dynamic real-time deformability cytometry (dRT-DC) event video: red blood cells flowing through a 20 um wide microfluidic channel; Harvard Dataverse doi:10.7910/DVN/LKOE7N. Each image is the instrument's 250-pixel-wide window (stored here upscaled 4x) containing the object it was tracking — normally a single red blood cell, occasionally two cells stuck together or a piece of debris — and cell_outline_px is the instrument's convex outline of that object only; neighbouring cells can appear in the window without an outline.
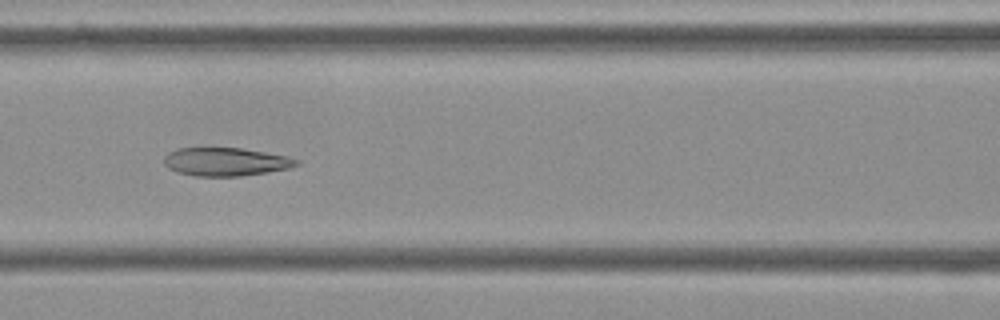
{"species": "Egyptian fruit bat (a non-hibernating species)", "species_latin": "Rousettus aegyptiacus", "temperature_condition": "cold", "stored_images_in_passage": 54, "camera_frame_rate_fps": 3000, "um_per_image_px": 0.085, "frame": {"image": 1, "passage_image": 23, "time_ms": 7.333, "image_size_px": [1000, 320], "cell_outline_px": [[300, 164], [288, 168], [240, 176], [196, 176], [176, 172], [168, 168], [164, 164], [164, 156], [168, 152], [176, 148], [240, 148], [288, 156], [300, 160]], "centroid_in_image_um": [19.15, 13.74], "position_along_channel_um": 147.5, "area_um2": 21.79}}
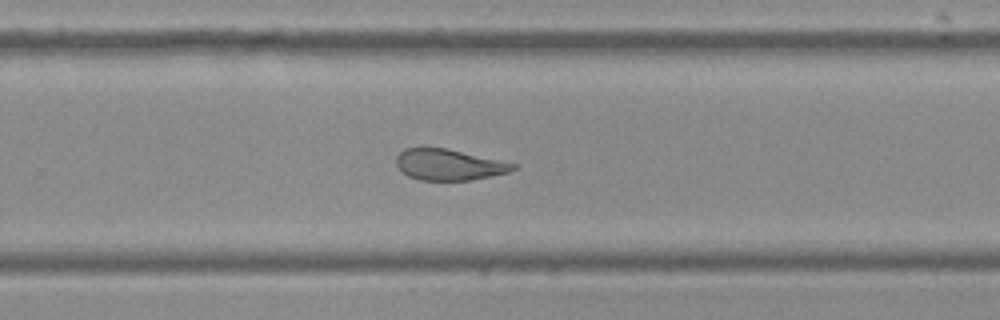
{"frame": {"image": 2, "passage_image": 35, "time_ms": 11.333, "image_size_px": [1000, 320], "cell_outline_px": [[516, 168], [508, 172], [468, 180], [420, 180], [408, 176], [396, 164], [396, 156], [404, 148], [448, 148], [516, 164]], "centroid_in_image_um": [38.13, 13.99], "position_along_channel_um": 291.7, "area_um2": 20.81}}
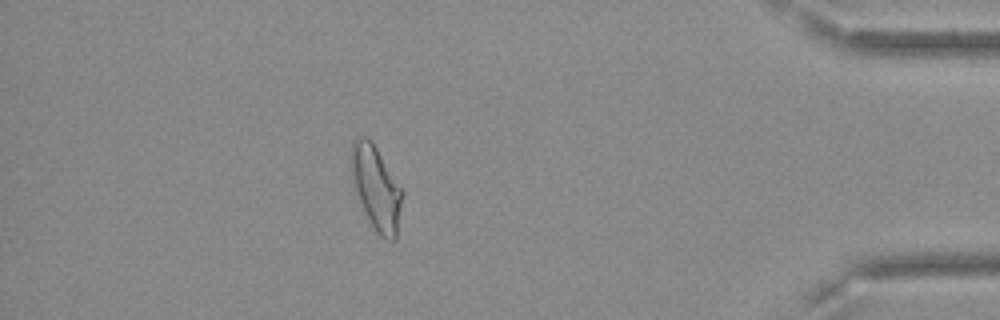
{"frame": {"image": 3, "passage_image": 48, "time_ms": 15.667, "image_size_px": [1000, 320], "cell_outline_px": [[404, 196], [396, 240], [388, 240], [380, 236], [376, 232], [356, 196], [352, 180], [352, 140], [360, 136], [368, 136], [376, 148], [404, 192]], "centroid_in_image_um": [32.0, 16.01], "position_along_channel_um": 403.2, "area_um2": 24.91}, "authors_computed_cell_mechanics": {"area_um2": 23.8714, "velocity_mm_per_s": 3.6136, "shape_relaxation_time_tau1_ms": null, "shape_relaxation_time_tau2_ms": 4.0342, "deformation_change_tau1": null, "deformation_change_tau2": 0.1197}}